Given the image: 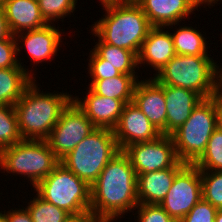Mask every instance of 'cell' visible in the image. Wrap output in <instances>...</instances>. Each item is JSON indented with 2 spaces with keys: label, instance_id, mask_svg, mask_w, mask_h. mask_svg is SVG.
<instances>
[{
  "label": "cell",
  "instance_id": "cell-1",
  "mask_svg": "<svg viewBox=\"0 0 222 222\" xmlns=\"http://www.w3.org/2000/svg\"><path fill=\"white\" fill-rule=\"evenodd\" d=\"M90 187V215L95 222H116L134 214L139 204L137 174L123 151L107 163Z\"/></svg>",
  "mask_w": 222,
  "mask_h": 222
},
{
  "label": "cell",
  "instance_id": "cell-2",
  "mask_svg": "<svg viewBox=\"0 0 222 222\" xmlns=\"http://www.w3.org/2000/svg\"><path fill=\"white\" fill-rule=\"evenodd\" d=\"M37 83L35 79L14 105L22 139L46 140L73 98L69 92H44Z\"/></svg>",
  "mask_w": 222,
  "mask_h": 222
},
{
  "label": "cell",
  "instance_id": "cell-3",
  "mask_svg": "<svg viewBox=\"0 0 222 222\" xmlns=\"http://www.w3.org/2000/svg\"><path fill=\"white\" fill-rule=\"evenodd\" d=\"M102 7L105 13L90 25V33L106 44L133 51L138 56L152 28L141 7L134 0Z\"/></svg>",
  "mask_w": 222,
  "mask_h": 222
},
{
  "label": "cell",
  "instance_id": "cell-4",
  "mask_svg": "<svg viewBox=\"0 0 222 222\" xmlns=\"http://www.w3.org/2000/svg\"><path fill=\"white\" fill-rule=\"evenodd\" d=\"M220 66L210 56L175 55L154 78L160 84L182 87L207 99L222 90Z\"/></svg>",
  "mask_w": 222,
  "mask_h": 222
},
{
  "label": "cell",
  "instance_id": "cell-5",
  "mask_svg": "<svg viewBox=\"0 0 222 222\" xmlns=\"http://www.w3.org/2000/svg\"><path fill=\"white\" fill-rule=\"evenodd\" d=\"M60 163L46 140L22 139L0 151V171L26 177L34 188ZM28 178V179H27Z\"/></svg>",
  "mask_w": 222,
  "mask_h": 222
},
{
  "label": "cell",
  "instance_id": "cell-6",
  "mask_svg": "<svg viewBox=\"0 0 222 222\" xmlns=\"http://www.w3.org/2000/svg\"><path fill=\"white\" fill-rule=\"evenodd\" d=\"M119 152L113 130L96 128L60 163L91 186L107 163Z\"/></svg>",
  "mask_w": 222,
  "mask_h": 222
},
{
  "label": "cell",
  "instance_id": "cell-7",
  "mask_svg": "<svg viewBox=\"0 0 222 222\" xmlns=\"http://www.w3.org/2000/svg\"><path fill=\"white\" fill-rule=\"evenodd\" d=\"M217 128L216 95L202 100L186 122L171 137L179 161L194 164L205 152L207 143Z\"/></svg>",
  "mask_w": 222,
  "mask_h": 222
},
{
  "label": "cell",
  "instance_id": "cell-8",
  "mask_svg": "<svg viewBox=\"0 0 222 222\" xmlns=\"http://www.w3.org/2000/svg\"><path fill=\"white\" fill-rule=\"evenodd\" d=\"M32 190L69 214L90 212L91 187L61 163Z\"/></svg>",
  "mask_w": 222,
  "mask_h": 222
},
{
  "label": "cell",
  "instance_id": "cell-9",
  "mask_svg": "<svg viewBox=\"0 0 222 222\" xmlns=\"http://www.w3.org/2000/svg\"><path fill=\"white\" fill-rule=\"evenodd\" d=\"M96 128L72 100L62 111L46 141L55 156L61 160Z\"/></svg>",
  "mask_w": 222,
  "mask_h": 222
},
{
  "label": "cell",
  "instance_id": "cell-10",
  "mask_svg": "<svg viewBox=\"0 0 222 222\" xmlns=\"http://www.w3.org/2000/svg\"><path fill=\"white\" fill-rule=\"evenodd\" d=\"M203 198L200 170L186 164L175 176L171 188L159 204L172 218L181 219Z\"/></svg>",
  "mask_w": 222,
  "mask_h": 222
},
{
  "label": "cell",
  "instance_id": "cell-11",
  "mask_svg": "<svg viewBox=\"0 0 222 222\" xmlns=\"http://www.w3.org/2000/svg\"><path fill=\"white\" fill-rule=\"evenodd\" d=\"M123 152L129 157L137 175L171 168L179 161L171 135L131 144Z\"/></svg>",
  "mask_w": 222,
  "mask_h": 222
},
{
  "label": "cell",
  "instance_id": "cell-12",
  "mask_svg": "<svg viewBox=\"0 0 222 222\" xmlns=\"http://www.w3.org/2000/svg\"><path fill=\"white\" fill-rule=\"evenodd\" d=\"M54 24H47L39 29H33L14 35L16 40L17 55L20 56L22 48L27 52L28 56L36 66L44 61H53L57 55V51L62 46L63 29H58ZM63 31V32H62ZM21 45V46H20Z\"/></svg>",
  "mask_w": 222,
  "mask_h": 222
},
{
  "label": "cell",
  "instance_id": "cell-13",
  "mask_svg": "<svg viewBox=\"0 0 222 222\" xmlns=\"http://www.w3.org/2000/svg\"><path fill=\"white\" fill-rule=\"evenodd\" d=\"M113 133L120 151L131 144L150 142L162 135L133 102L124 105Z\"/></svg>",
  "mask_w": 222,
  "mask_h": 222
},
{
  "label": "cell",
  "instance_id": "cell-14",
  "mask_svg": "<svg viewBox=\"0 0 222 222\" xmlns=\"http://www.w3.org/2000/svg\"><path fill=\"white\" fill-rule=\"evenodd\" d=\"M145 13L152 27L177 26L190 20L202 6L199 0H134ZM185 19V20H184ZM180 22V23H179Z\"/></svg>",
  "mask_w": 222,
  "mask_h": 222
},
{
  "label": "cell",
  "instance_id": "cell-15",
  "mask_svg": "<svg viewBox=\"0 0 222 222\" xmlns=\"http://www.w3.org/2000/svg\"><path fill=\"white\" fill-rule=\"evenodd\" d=\"M149 78L144 79L143 77V80L137 82L132 102L162 135H166L167 108L163 84H160L154 77Z\"/></svg>",
  "mask_w": 222,
  "mask_h": 222
},
{
  "label": "cell",
  "instance_id": "cell-16",
  "mask_svg": "<svg viewBox=\"0 0 222 222\" xmlns=\"http://www.w3.org/2000/svg\"><path fill=\"white\" fill-rule=\"evenodd\" d=\"M86 88L87 93L85 94L87 95L82 94L83 98L73 95L72 100L97 128L113 130L118 123L125 103L122 100L97 95L89 87Z\"/></svg>",
  "mask_w": 222,
  "mask_h": 222
},
{
  "label": "cell",
  "instance_id": "cell-17",
  "mask_svg": "<svg viewBox=\"0 0 222 222\" xmlns=\"http://www.w3.org/2000/svg\"><path fill=\"white\" fill-rule=\"evenodd\" d=\"M167 29V27H152L138 54V68L142 65L152 67L153 72L156 71L152 77L176 55L171 32Z\"/></svg>",
  "mask_w": 222,
  "mask_h": 222
},
{
  "label": "cell",
  "instance_id": "cell-18",
  "mask_svg": "<svg viewBox=\"0 0 222 222\" xmlns=\"http://www.w3.org/2000/svg\"><path fill=\"white\" fill-rule=\"evenodd\" d=\"M163 91L167 108L166 135H171L204 98L197 92L172 85H163Z\"/></svg>",
  "mask_w": 222,
  "mask_h": 222
},
{
  "label": "cell",
  "instance_id": "cell-19",
  "mask_svg": "<svg viewBox=\"0 0 222 222\" xmlns=\"http://www.w3.org/2000/svg\"><path fill=\"white\" fill-rule=\"evenodd\" d=\"M186 165L178 161L173 167L137 175L139 204H160L171 188L176 174Z\"/></svg>",
  "mask_w": 222,
  "mask_h": 222
},
{
  "label": "cell",
  "instance_id": "cell-20",
  "mask_svg": "<svg viewBox=\"0 0 222 222\" xmlns=\"http://www.w3.org/2000/svg\"><path fill=\"white\" fill-rule=\"evenodd\" d=\"M3 7L13 35L48 24L41 15L38 0H6Z\"/></svg>",
  "mask_w": 222,
  "mask_h": 222
},
{
  "label": "cell",
  "instance_id": "cell-21",
  "mask_svg": "<svg viewBox=\"0 0 222 222\" xmlns=\"http://www.w3.org/2000/svg\"><path fill=\"white\" fill-rule=\"evenodd\" d=\"M35 79L20 65L0 69V105H12Z\"/></svg>",
  "mask_w": 222,
  "mask_h": 222
},
{
  "label": "cell",
  "instance_id": "cell-22",
  "mask_svg": "<svg viewBox=\"0 0 222 222\" xmlns=\"http://www.w3.org/2000/svg\"><path fill=\"white\" fill-rule=\"evenodd\" d=\"M138 77L137 74H121L110 79L91 80L88 87L97 95L122 100L127 104L132 102Z\"/></svg>",
  "mask_w": 222,
  "mask_h": 222
},
{
  "label": "cell",
  "instance_id": "cell-23",
  "mask_svg": "<svg viewBox=\"0 0 222 222\" xmlns=\"http://www.w3.org/2000/svg\"><path fill=\"white\" fill-rule=\"evenodd\" d=\"M175 25H170L172 28L167 26V28L171 30L175 27L176 29L171 33L176 55L211 56L207 50L210 46L207 45L206 35L202 34L199 29L197 30L196 25L195 28L186 24L176 28Z\"/></svg>",
  "mask_w": 222,
  "mask_h": 222
},
{
  "label": "cell",
  "instance_id": "cell-24",
  "mask_svg": "<svg viewBox=\"0 0 222 222\" xmlns=\"http://www.w3.org/2000/svg\"><path fill=\"white\" fill-rule=\"evenodd\" d=\"M97 40L93 49L102 57V63L110 64L122 74H138V56L133 51L106 44L99 37Z\"/></svg>",
  "mask_w": 222,
  "mask_h": 222
},
{
  "label": "cell",
  "instance_id": "cell-25",
  "mask_svg": "<svg viewBox=\"0 0 222 222\" xmlns=\"http://www.w3.org/2000/svg\"><path fill=\"white\" fill-rule=\"evenodd\" d=\"M34 195L25 206L32 222H63L70 215L64 209L45 201L37 193L34 192Z\"/></svg>",
  "mask_w": 222,
  "mask_h": 222
},
{
  "label": "cell",
  "instance_id": "cell-26",
  "mask_svg": "<svg viewBox=\"0 0 222 222\" xmlns=\"http://www.w3.org/2000/svg\"><path fill=\"white\" fill-rule=\"evenodd\" d=\"M200 171H222V130L216 128L212 133L205 152L194 163Z\"/></svg>",
  "mask_w": 222,
  "mask_h": 222
},
{
  "label": "cell",
  "instance_id": "cell-27",
  "mask_svg": "<svg viewBox=\"0 0 222 222\" xmlns=\"http://www.w3.org/2000/svg\"><path fill=\"white\" fill-rule=\"evenodd\" d=\"M21 140L14 106L0 105V151Z\"/></svg>",
  "mask_w": 222,
  "mask_h": 222
},
{
  "label": "cell",
  "instance_id": "cell-28",
  "mask_svg": "<svg viewBox=\"0 0 222 222\" xmlns=\"http://www.w3.org/2000/svg\"><path fill=\"white\" fill-rule=\"evenodd\" d=\"M78 0H38L42 17L48 24H54L59 19L64 22V18L75 13L78 8Z\"/></svg>",
  "mask_w": 222,
  "mask_h": 222
},
{
  "label": "cell",
  "instance_id": "cell-29",
  "mask_svg": "<svg viewBox=\"0 0 222 222\" xmlns=\"http://www.w3.org/2000/svg\"><path fill=\"white\" fill-rule=\"evenodd\" d=\"M203 199L222 208V171H200Z\"/></svg>",
  "mask_w": 222,
  "mask_h": 222
},
{
  "label": "cell",
  "instance_id": "cell-30",
  "mask_svg": "<svg viewBox=\"0 0 222 222\" xmlns=\"http://www.w3.org/2000/svg\"><path fill=\"white\" fill-rule=\"evenodd\" d=\"M16 40L14 35L9 39H3L0 41V69L2 68H11L17 67L20 65L23 69H25L34 79H36V74L33 72V69H26V65L24 66L21 62L24 58L17 56V48H16ZM19 60H18V59Z\"/></svg>",
  "mask_w": 222,
  "mask_h": 222
},
{
  "label": "cell",
  "instance_id": "cell-31",
  "mask_svg": "<svg viewBox=\"0 0 222 222\" xmlns=\"http://www.w3.org/2000/svg\"><path fill=\"white\" fill-rule=\"evenodd\" d=\"M88 56L87 69L91 80L110 79L122 74L110 64L102 63V57L94 49L91 48Z\"/></svg>",
  "mask_w": 222,
  "mask_h": 222
},
{
  "label": "cell",
  "instance_id": "cell-32",
  "mask_svg": "<svg viewBox=\"0 0 222 222\" xmlns=\"http://www.w3.org/2000/svg\"><path fill=\"white\" fill-rule=\"evenodd\" d=\"M135 210L134 215L138 214L134 216L135 222H169L172 219L159 204H138Z\"/></svg>",
  "mask_w": 222,
  "mask_h": 222
},
{
  "label": "cell",
  "instance_id": "cell-33",
  "mask_svg": "<svg viewBox=\"0 0 222 222\" xmlns=\"http://www.w3.org/2000/svg\"><path fill=\"white\" fill-rule=\"evenodd\" d=\"M217 208L203 198L182 218V222H215Z\"/></svg>",
  "mask_w": 222,
  "mask_h": 222
},
{
  "label": "cell",
  "instance_id": "cell-34",
  "mask_svg": "<svg viewBox=\"0 0 222 222\" xmlns=\"http://www.w3.org/2000/svg\"><path fill=\"white\" fill-rule=\"evenodd\" d=\"M22 208H11L10 210H5V215L7 222H32V218L28 210L20 205Z\"/></svg>",
  "mask_w": 222,
  "mask_h": 222
},
{
  "label": "cell",
  "instance_id": "cell-35",
  "mask_svg": "<svg viewBox=\"0 0 222 222\" xmlns=\"http://www.w3.org/2000/svg\"><path fill=\"white\" fill-rule=\"evenodd\" d=\"M12 36L13 34L10 31L4 7L0 6V41L3 39H9Z\"/></svg>",
  "mask_w": 222,
  "mask_h": 222
},
{
  "label": "cell",
  "instance_id": "cell-36",
  "mask_svg": "<svg viewBox=\"0 0 222 222\" xmlns=\"http://www.w3.org/2000/svg\"><path fill=\"white\" fill-rule=\"evenodd\" d=\"M63 222H95L90 212L70 214Z\"/></svg>",
  "mask_w": 222,
  "mask_h": 222
},
{
  "label": "cell",
  "instance_id": "cell-37",
  "mask_svg": "<svg viewBox=\"0 0 222 222\" xmlns=\"http://www.w3.org/2000/svg\"><path fill=\"white\" fill-rule=\"evenodd\" d=\"M217 127L222 130V90L216 94Z\"/></svg>",
  "mask_w": 222,
  "mask_h": 222
},
{
  "label": "cell",
  "instance_id": "cell-38",
  "mask_svg": "<svg viewBox=\"0 0 222 222\" xmlns=\"http://www.w3.org/2000/svg\"><path fill=\"white\" fill-rule=\"evenodd\" d=\"M218 2H219V4L220 3H222V0H202L201 2H200V4L203 6V5H205V6H203L204 8H206L207 6H208V8H212V7H214L216 4H217V6H218ZM214 4V5H213ZM207 5V6H206ZM210 6V7H209ZM212 6V7H211Z\"/></svg>",
  "mask_w": 222,
  "mask_h": 222
},
{
  "label": "cell",
  "instance_id": "cell-39",
  "mask_svg": "<svg viewBox=\"0 0 222 222\" xmlns=\"http://www.w3.org/2000/svg\"><path fill=\"white\" fill-rule=\"evenodd\" d=\"M99 1H100L99 3H101L99 5L105 6V5H110V4L126 2L128 0H99Z\"/></svg>",
  "mask_w": 222,
  "mask_h": 222
},
{
  "label": "cell",
  "instance_id": "cell-40",
  "mask_svg": "<svg viewBox=\"0 0 222 222\" xmlns=\"http://www.w3.org/2000/svg\"><path fill=\"white\" fill-rule=\"evenodd\" d=\"M215 222H222V208L217 210Z\"/></svg>",
  "mask_w": 222,
  "mask_h": 222
},
{
  "label": "cell",
  "instance_id": "cell-41",
  "mask_svg": "<svg viewBox=\"0 0 222 222\" xmlns=\"http://www.w3.org/2000/svg\"><path fill=\"white\" fill-rule=\"evenodd\" d=\"M0 222H7V218L5 215V209H4V212H2V210L0 211Z\"/></svg>",
  "mask_w": 222,
  "mask_h": 222
},
{
  "label": "cell",
  "instance_id": "cell-42",
  "mask_svg": "<svg viewBox=\"0 0 222 222\" xmlns=\"http://www.w3.org/2000/svg\"><path fill=\"white\" fill-rule=\"evenodd\" d=\"M169 222H182V220L178 218H172Z\"/></svg>",
  "mask_w": 222,
  "mask_h": 222
},
{
  "label": "cell",
  "instance_id": "cell-43",
  "mask_svg": "<svg viewBox=\"0 0 222 222\" xmlns=\"http://www.w3.org/2000/svg\"><path fill=\"white\" fill-rule=\"evenodd\" d=\"M6 0H0V6H4Z\"/></svg>",
  "mask_w": 222,
  "mask_h": 222
}]
</instances>
